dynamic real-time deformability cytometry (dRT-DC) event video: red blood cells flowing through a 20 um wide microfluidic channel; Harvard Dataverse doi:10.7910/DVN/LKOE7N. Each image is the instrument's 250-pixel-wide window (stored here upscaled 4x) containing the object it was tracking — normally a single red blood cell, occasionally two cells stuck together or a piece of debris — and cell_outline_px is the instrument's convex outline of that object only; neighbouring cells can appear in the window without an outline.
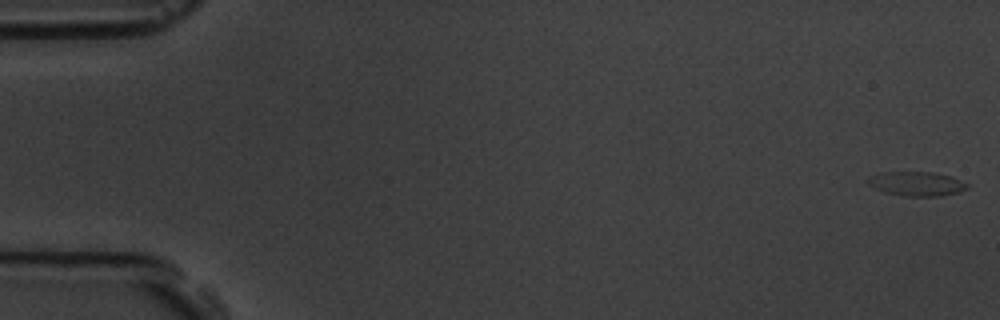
{"species": "common noctule bat (a hibernating species)", "species_latin": "Nyctalus noctula", "temperature_condition": "room temperature", "stored_images_in_passage": 5, "camera_frame_rate_fps": 3000, "um_per_image_px": 0.085, "animal": {"sex": "male", "body_mass_g": 19.5, "forearm_length_mm": 54.6}, "frame": {"image": 1, "passage_image": 1, "time_ms": 0.0, "image_size_px": [1000, 320], "cell_outline_px": [[968, 188], [956, 192], [940, 196], [900, 196], [884, 192], [868, 184], [868, 176], [888, 172], [932, 172], [948, 176], [968, 184]], "centroid_in_image_um": [77.87, 15.63], "position_along_channel_um": 7.1, "area_um2": 13.76}}
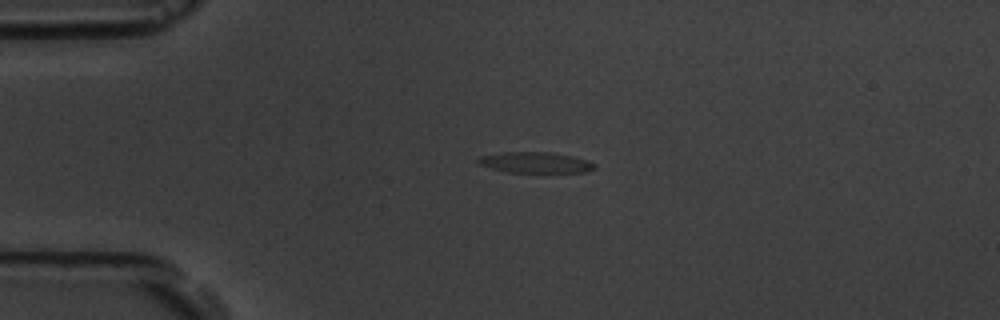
{"frame": {"image": 2, "passage_image": 4, "time_ms": 4.333, "image_size_px": [1000, 320], "cell_outline_px": [[596, 168], [584, 172], [508, 172], [492, 168], [480, 164], [476, 160], [480, 156], [504, 152], [552, 152], [572, 156], [588, 160], [596, 164]], "centroid_in_image_um": [45.54, 13.81], "position_along_channel_um": 39.5, "area_um2": 14.05}}